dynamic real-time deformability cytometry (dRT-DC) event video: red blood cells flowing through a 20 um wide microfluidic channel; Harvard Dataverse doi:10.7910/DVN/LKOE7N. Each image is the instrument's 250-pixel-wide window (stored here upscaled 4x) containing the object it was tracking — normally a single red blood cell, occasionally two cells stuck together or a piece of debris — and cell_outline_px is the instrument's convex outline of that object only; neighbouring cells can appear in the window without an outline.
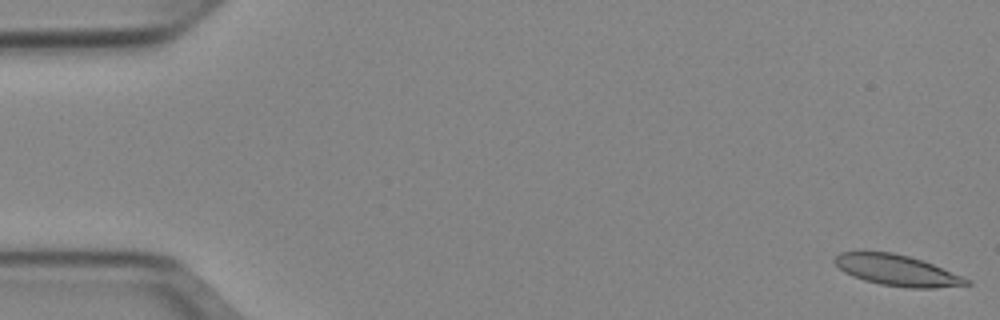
{"species": "Egyptian fruit bat (a non-hibernating species)", "species_latin": "Rousettus aegyptiacus", "temperature_condition": "cold", "stored_images_in_passage": 51, "camera_frame_rate_fps": 3000, "um_per_image_px": 0.085, "animal": {"sex": "female"}, "frame": {"image": 1, "passage_image": 1, "time_ms": 0.0, "image_size_px": [1000, 320], "cell_outline_px": [[972, 284], [936, 288], [908, 288], [880, 284], [864, 280], [852, 276], [844, 272], [832, 260], [840, 252], [892, 252], [908, 256], [932, 264], [972, 280]], "centroid_in_image_um": [76.26, 22.99], "position_along_channel_um": 8.7, "area_um2": 23.58}}
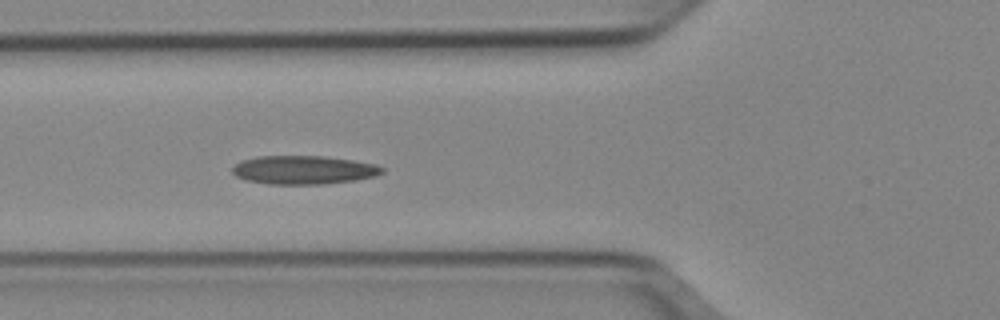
{"frame": {"image": 2, "passage_image": 19, "time_ms": 6.0, "image_size_px": [1000, 320], "cell_outline_px": [[384, 172], [376, 176], [356, 180], [324, 184], [268, 184], [244, 180], [236, 176], [232, 172], [232, 168], [240, 160], [260, 156], [324, 156], [352, 160], [376, 164], [384, 168]], "centroid_in_image_um": [25.81, 14.45], "position_along_channel_um": 100.0, "area_um2": 25.09}}
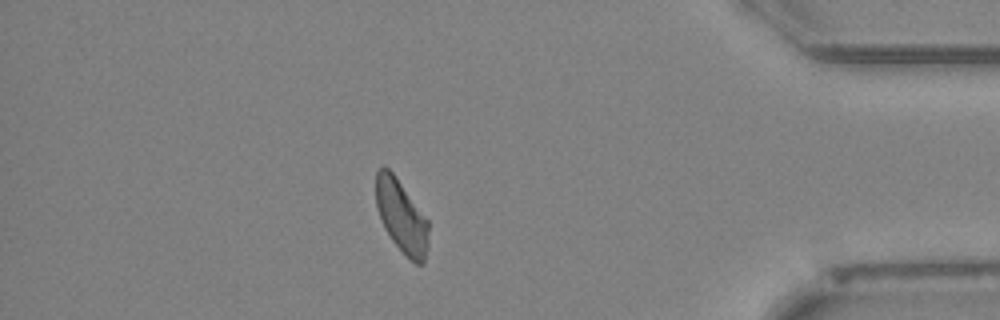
{"frame": {"image": 3, "passage_image": 45, "time_ms": 14.667, "image_size_px": [1000, 320], "cell_outline_px": [[428, 244], [424, 264], [416, 264], [392, 240], [384, 228], [376, 204], [376, 172], [380, 168], [388, 168], [392, 172], [428, 220]], "centroid_in_image_um": [34.13, 18.4], "position_along_channel_um": 401.1, "area_um2": 21.79}, "authors_computed_cell_mechanics": {"area_um2": 23.7558, "velocity_mm_per_s": 3.92, "shape_relaxation_time_tau1_ms": null, "shape_relaxation_time_tau2_ms": 5.0328, "deformation_change_tau1": null, "deformation_change_tau2": 0.1304}}